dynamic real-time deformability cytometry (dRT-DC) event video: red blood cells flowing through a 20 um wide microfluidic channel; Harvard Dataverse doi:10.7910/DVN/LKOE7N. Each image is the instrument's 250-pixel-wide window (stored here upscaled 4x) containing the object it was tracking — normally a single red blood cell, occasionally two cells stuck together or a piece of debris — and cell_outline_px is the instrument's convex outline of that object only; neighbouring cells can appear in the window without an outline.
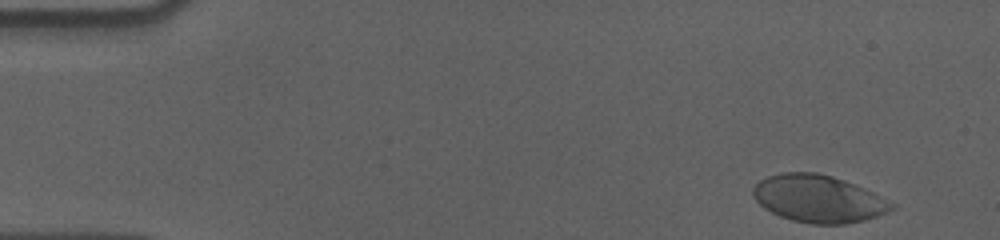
{"species": "human", "species_latin": "Homo sapiens", "temperature_condition": "cold", "stored_images_in_passage": 45, "camera_frame_rate_fps": 3000, "um_per_image_px": 0.085, "donor": {"sex": "male"}, "frame": {"image": 1, "passage_image": 1, "time_ms": 0.0, "image_size_px": [1000, 240], "cell_outline_px": [[896, 208], [888, 212], [864, 220], [844, 224], [812, 224], [792, 220], [780, 216], [764, 208], [752, 196], [752, 188], [760, 180], [768, 176], [784, 172], [816, 172], [832, 176], [844, 180], [864, 188], [896, 204]], "centroid_in_image_um": [69.56, 16.89], "position_along_channel_um": 15.4, "area_um2": 38.21}}
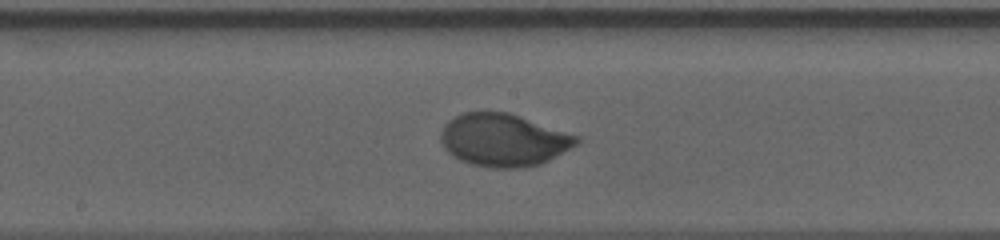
{"frame": {"image": 2, "passage_image": 27, "time_ms": 8.667, "image_size_px": [1000, 240], "cell_outline_px": [[580, 140], [576, 144], [548, 160], [540, 164], [520, 168], [492, 168], [472, 164], [460, 160], [452, 156], [444, 148], [440, 140], [440, 132], [444, 124], [448, 120], [460, 112], [508, 112], [580, 136]], "centroid_in_image_um": [42.75, 11.89], "position_along_channel_um": 205.4, "area_um2": 41.67}}
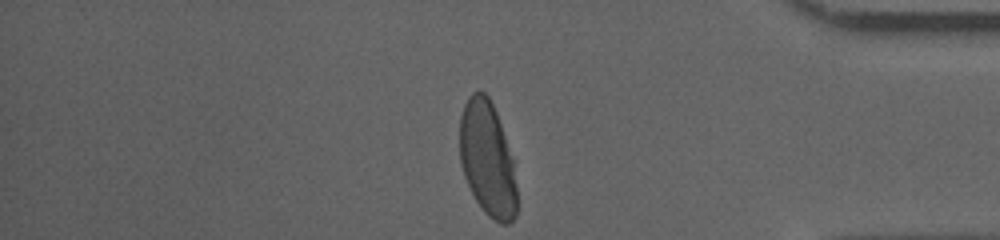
{"frame": {"image": 3, "passage_image": 45, "time_ms": 14.667, "image_size_px": [1000, 240], "cell_outline_px": [[516, 216], [508, 224], [500, 224], [488, 216], [484, 212], [476, 200], [464, 176], [460, 164], [460, 116], [464, 104], [468, 96], [472, 92], [480, 88], [488, 96], [496, 112], [512, 160], [516, 184]], "centroid_in_image_um": [41.41, 13.5], "position_along_channel_um": 393.8, "area_um2": 38.03}, "authors_computed_cell_mechanics": {"area_um2": 40.5756, "velocity_mm_per_s": 3.5532, "shape_relaxation_time_tau1_ms": 3.5753, "shape_relaxation_time_tau2_ms": null, "deformation_change_tau1": 0.1688, "deformation_change_tau2": null}}